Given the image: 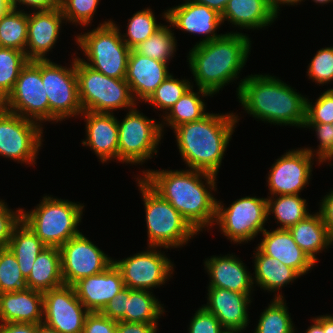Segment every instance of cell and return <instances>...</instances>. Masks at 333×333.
I'll list each match as a JSON object with an SVG mask.
<instances>
[{
    "label": "cell",
    "mask_w": 333,
    "mask_h": 333,
    "mask_svg": "<svg viewBox=\"0 0 333 333\" xmlns=\"http://www.w3.org/2000/svg\"><path fill=\"white\" fill-rule=\"evenodd\" d=\"M142 174L141 178L167 200L197 233L214 226L217 199L212 191L217 189L216 175L193 169H147Z\"/></svg>",
    "instance_id": "obj_1"
},
{
    "label": "cell",
    "mask_w": 333,
    "mask_h": 333,
    "mask_svg": "<svg viewBox=\"0 0 333 333\" xmlns=\"http://www.w3.org/2000/svg\"><path fill=\"white\" fill-rule=\"evenodd\" d=\"M269 74H251L240 80L237 99L253 118L274 125L304 128L306 97Z\"/></svg>",
    "instance_id": "obj_2"
},
{
    "label": "cell",
    "mask_w": 333,
    "mask_h": 333,
    "mask_svg": "<svg viewBox=\"0 0 333 333\" xmlns=\"http://www.w3.org/2000/svg\"><path fill=\"white\" fill-rule=\"evenodd\" d=\"M251 40L241 32H228L210 42L194 45L187 62L195 85L212 95L234 80L246 65Z\"/></svg>",
    "instance_id": "obj_3"
},
{
    "label": "cell",
    "mask_w": 333,
    "mask_h": 333,
    "mask_svg": "<svg viewBox=\"0 0 333 333\" xmlns=\"http://www.w3.org/2000/svg\"><path fill=\"white\" fill-rule=\"evenodd\" d=\"M238 117L233 112H212L201 120L182 124L173 130L179 153L188 169L217 176L236 123L240 120Z\"/></svg>",
    "instance_id": "obj_4"
},
{
    "label": "cell",
    "mask_w": 333,
    "mask_h": 333,
    "mask_svg": "<svg viewBox=\"0 0 333 333\" xmlns=\"http://www.w3.org/2000/svg\"><path fill=\"white\" fill-rule=\"evenodd\" d=\"M51 196H43L31 211L22 209V221L47 247L60 248L81 233L78 226L84 205Z\"/></svg>",
    "instance_id": "obj_5"
},
{
    "label": "cell",
    "mask_w": 333,
    "mask_h": 333,
    "mask_svg": "<svg viewBox=\"0 0 333 333\" xmlns=\"http://www.w3.org/2000/svg\"><path fill=\"white\" fill-rule=\"evenodd\" d=\"M138 175L136 182L145 207L148 246L164 249L186 245L198 233L183 216ZM171 247V248H170Z\"/></svg>",
    "instance_id": "obj_6"
},
{
    "label": "cell",
    "mask_w": 333,
    "mask_h": 333,
    "mask_svg": "<svg viewBox=\"0 0 333 333\" xmlns=\"http://www.w3.org/2000/svg\"><path fill=\"white\" fill-rule=\"evenodd\" d=\"M99 25L90 32L76 36V44L88 61L81 57L79 59L108 77L124 79L131 49L122 40L120 26L115 21L110 19Z\"/></svg>",
    "instance_id": "obj_7"
},
{
    "label": "cell",
    "mask_w": 333,
    "mask_h": 333,
    "mask_svg": "<svg viewBox=\"0 0 333 333\" xmlns=\"http://www.w3.org/2000/svg\"><path fill=\"white\" fill-rule=\"evenodd\" d=\"M78 96L83 112L114 113L117 109L137 106L124 79L108 77L83 63L76 56Z\"/></svg>",
    "instance_id": "obj_8"
},
{
    "label": "cell",
    "mask_w": 333,
    "mask_h": 333,
    "mask_svg": "<svg viewBox=\"0 0 333 333\" xmlns=\"http://www.w3.org/2000/svg\"><path fill=\"white\" fill-rule=\"evenodd\" d=\"M118 123V161L125 164H143L158 152L163 139L161 123L140 113L137 107L130 109Z\"/></svg>",
    "instance_id": "obj_9"
},
{
    "label": "cell",
    "mask_w": 333,
    "mask_h": 333,
    "mask_svg": "<svg viewBox=\"0 0 333 333\" xmlns=\"http://www.w3.org/2000/svg\"><path fill=\"white\" fill-rule=\"evenodd\" d=\"M222 203L217 201L214 225L234 244L248 243L265 230L267 198L241 197L227 208Z\"/></svg>",
    "instance_id": "obj_10"
},
{
    "label": "cell",
    "mask_w": 333,
    "mask_h": 333,
    "mask_svg": "<svg viewBox=\"0 0 333 333\" xmlns=\"http://www.w3.org/2000/svg\"><path fill=\"white\" fill-rule=\"evenodd\" d=\"M42 81L49 101V122L58 123L81 115L76 57L72 59L70 68L50 59L42 60Z\"/></svg>",
    "instance_id": "obj_11"
},
{
    "label": "cell",
    "mask_w": 333,
    "mask_h": 333,
    "mask_svg": "<svg viewBox=\"0 0 333 333\" xmlns=\"http://www.w3.org/2000/svg\"><path fill=\"white\" fill-rule=\"evenodd\" d=\"M43 131L39 122L0 109V156L21 164H36Z\"/></svg>",
    "instance_id": "obj_12"
},
{
    "label": "cell",
    "mask_w": 333,
    "mask_h": 333,
    "mask_svg": "<svg viewBox=\"0 0 333 333\" xmlns=\"http://www.w3.org/2000/svg\"><path fill=\"white\" fill-rule=\"evenodd\" d=\"M4 109L23 118L49 122V101L42 81V60H29L19 73Z\"/></svg>",
    "instance_id": "obj_13"
},
{
    "label": "cell",
    "mask_w": 333,
    "mask_h": 333,
    "mask_svg": "<svg viewBox=\"0 0 333 333\" xmlns=\"http://www.w3.org/2000/svg\"><path fill=\"white\" fill-rule=\"evenodd\" d=\"M148 246V249L136 253L130 257L113 260L115 266L120 270L124 285L135 290L151 291L172 277L174 264L161 252L163 247ZM157 249V250H156Z\"/></svg>",
    "instance_id": "obj_14"
},
{
    "label": "cell",
    "mask_w": 333,
    "mask_h": 333,
    "mask_svg": "<svg viewBox=\"0 0 333 333\" xmlns=\"http://www.w3.org/2000/svg\"><path fill=\"white\" fill-rule=\"evenodd\" d=\"M59 249L64 285L72 286L84 277L99 274L106 270L114 260L82 232L69 239Z\"/></svg>",
    "instance_id": "obj_15"
},
{
    "label": "cell",
    "mask_w": 333,
    "mask_h": 333,
    "mask_svg": "<svg viewBox=\"0 0 333 333\" xmlns=\"http://www.w3.org/2000/svg\"><path fill=\"white\" fill-rule=\"evenodd\" d=\"M321 164L304 147L292 149L278 158L267 176V186L270 195H295L300 194L309 184L312 175L313 162Z\"/></svg>",
    "instance_id": "obj_16"
},
{
    "label": "cell",
    "mask_w": 333,
    "mask_h": 333,
    "mask_svg": "<svg viewBox=\"0 0 333 333\" xmlns=\"http://www.w3.org/2000/svg\"><path fill=\"white\" fill-rule=\"evenodd\" d=\"M89 313L73 286L62 285L43 293L42 323L60 333H82Z\"/></svg>",
    "instance_id": "obj_17"
},
{
    "label": "cell",
    "mask_w": 333,
    "mask_h": 333,
    "mask_svg": "<svg viewBox=\"0 0 333 333\" xmlns=\"http://www.w3.org/2000/svg\"><path fill=\"white\" fill-rule=\"evenodd\" d=\"M171 28L186 31L191 34H203V39L196 43L202 44L219 38L221 34L215 32L223 23L221 14L206 5L185 0L183 4L174 6L164 11L162 15ZM206 36V37H205ZM202 40V41H201Z\"/></svg>",
    "instance_id": "obj_18"
},
{
    "label": "cell",
    "mask_w": 333,
    "mask_h": 333,
    "mask_svg": "<svg viewBox=\"0 0 333 333\" xmlns=\"http://www.w3.org/2000/svg\"><path fill=\"white\" fill-rule=\"evenodd\" d=\"M25 54L29 60H46L47 52L54 48L65 18L59 7L29 11ZM63 22V23H62Z\"/></svg>",
    "instance_id": "obj_19"
},
{
    "label": "cell",
    "mask_w": 333,
    "mask_h": 333,
    "mask_svg": "<svg viewBox=\"0 0 333 333\" xmlns=\"http://www.w3.org/2000/svg\"><path fill=\"white\" fill-rule=\"evenodd\" d=\"M207 289V303L202 306L215 315L225 330H246L250 322L248 306L252 302V293H238L216 287Z\"/></svg>",
    "instance_id": "obj_20"
},
{
    "label": "cell",
    "mask_w": 333,
    "mask_h": 333,
    "mask_svg": "<svg viewBox=\"0 0 333 333\" xmlns=\"http://www.w3.org/2000/svg\"><path fill=\"white\" fill-rule=\"evenodd\" d=\"M72 286L78 300L89 312H101L125 288L121 272L114 263L103 272L84 277Z\"/></svg>",
    "instance_id": "obj_21"
},
{
    "label": "cell",
    "mask_w": 333,
    "mask_h": 333,
    "mask_svg": "<svg viewBox=\"0 0 333 333\" xmlns=\"http://www.w3.org/2000/svg\"><path fill=\"white\" fill-rule=\"evenodd\" d=\"M168 63L142 56L131 49L125 80L134 100L145 102L156 88L171 74Z\"/></svg>",
    "instance_id": "obj_22"
},
{
    "label": "cell",
    "mask_w": 333,
    "mask_h": 333,
    "mask_svg": "<svg viewBox=\"0 0 333 333\" xmlns=\"http://www.w3.org/2000/svg\"><path fill=\"white\" fill-rule=\"evenodd\" d=\"M85 118V133L83 146H89L102 163L109 160L118 161V123L114 113L82 112Z\"/></svg>",
    "instance_id": "obj_23"
},
{
    "label": "cell",
    "mask_w": 333,
    "mask_h": 333,
    "mask_svg": "<svg viewBox=\"0 0 333 333\" xmlns=\"http://www.w3.org/2000/svg\"><path fill=\"white\" fill-rule=\"evenodd\" d=\"M205 270L209 275V286L223 288L238 293L253 292L252 274L246 265L233 253L221 256H211L205 259Z\"/></svg>",
    "instance_id": "obj_24"
},
{
    "label": "cell",
    "mask_w": 333,
    "mask_h": 333,
    "mask_svg": "<svg viewBox=\"0 0 333 333\" xmlns=\"http://www.w3.org/2000/svg\"><path fill=\"white\" fill-rule=\"evenodd\" d=\"M263 239L257 247L270 257L276 258L288 267L294 269L300 276L307 274L315 262L294 241L287 229H265Z\"/></svg>",
    "instance_id": "obj_25"
},
{
    "label": "cell",
    "mask_w": 333,
    "mask_h": 333,
    "mask_svg": "<svg viewBox=\"0 0 333 333\" xmlns=\"http://www.w3.org/2000/svg\"><path fill=\"white\" fill-rule=\"evenodd\" d=\"M43 322V293L29 288L0 294V323Z\"/></svg>",
    "instance_id": "obj_26"
},
{
    "label": "cell",
    "mask_w": 333,
    "mask_h": 333,
    "mask_svg": "<svg viewBox=\"0 0 333 333\" xmlns=\"http://www.w3.org/2000/svg\"><path fill=\"white\" fill-rule=\"evenodd\" d=\"M222 22H230L240 29L259 30L271 26L278 17L272 12L268 0H229Z\"/></svg>",
    "instance_id": "obj_27"
},
{
    "label": "cell",
    "mask_w": 333,
    "mask_h": 333,
    "mask_svg": "<svg viewBox=\"0 0 333 333\" xmlns=\"http://www.w3.org/2000/svg\"><path fill=\"white\" fill-rule=\"evenodd\" d=\"M254 252L253 284L264 291L275 292L274 298H284L278 291L301 276L278 259L265 255L258 247Z\"/></svg>",
    "instance_id": "obj_28"
},
{
    "label": "cell",
    "mask_w": 333,
    "mask_h": 333,
    "mask_svg": "<svg viewBox=\"0 0 333 333\" xmlns=\"http://www.w3.org/2000/svg\"><path fill=\"white\" fill-rule=\"evenodd\" d=\"M289 232L296 244L317 263V253L333 245V237L322 221L319 212L309 214L305 219L290 227Z\"/></svg>",
    "instance_id": "obj_29"
},
{
    "label": "cell",
    "mask_w": 333,
    "mask_h": 333,
    "mask_svg": "<svg viewBox=\"0 0 333 333\" xmlns=\"http://www.w3.org/2000/svg\"><path fill=\"white\" fill-rule=\"evenodd\" d=\"M27 288L46 292L64 285L61 275V253L58 247H45L34 261Z\"/></svg>",
    "instance_id": "obj_30"
},
{
    "label": "cell",
    "mask_w": 333,
    "mask_h": 333,
    "mask_svg": "<svg viewBox=\"0 0 333 333\" xmlns=\"http://www.w3.org/2000/svg\"><path fill=\"white\" fill-rule=\"evenodd\" d=\"M198 92H194L193 85L183 94V96L169 109L166 114H163L161 128L164 131V126H169L171 130L176 127L201 120L209 112L206 111V105L202 98L213 95L203 89L198 88ZM202 96V97H201ZM201 97V98H200ZM164 121V122H163Z\"/></svg>",
    "instance_id": "obj_31"
},
{
    "label": "cell",
    "mask_w": 333,
    "mask_h": 333,
    "mask_svg": "<svg viewBox=\"0 0 333 333\" xmlns=\"http://www.w3.org/2000/svg\"><path fill=\"white\" fill-rule=\"evenodd\" d=\"M45 247L47 246L23 221L14 228L8 244L25 278L29 276L35 259Z\"/></svg>",
    "instance_id": "obj_32"
},
{
    "label": "cell",
    "mask_w": 333,
    "mask_h": 333,
    "mask_svg": "<svg viewBox=\"0 0 333 333\" xmlns=\"http://www.w3.org/2000/svg\"><path fill=\"white\" fill-rule=\"evenodd\" d=\"M155 298L152 291L135 290L126 287L125 321L141 323H158L166 312L163 304Z\"/></svg>",
    "instance_id": "obj_33"
},
{
    "label": "cell",
    "mask_w": 333,
    "mask_h": 333,
    "mask_svg": "<svg viewBox=\"0 0 333 333\" xmlns=\"http://www.w3.org/2000/svg\"><path fill=\"white\" fill-rule=\"evenodd\" d=\"M307 204L306 199H302L300 194L268 196L267 214L268 217L274 214L276 223H280L281 226L276 229L288 230L310 214Z\"/></svg>",
    "instance_id": "obj_34"
},
{
    "label": "cell",
    "mask_w": 333,
    "mask_h": 333,
    "mask_svg": "<svg viewBox=\"0 0 333 333\" xmlns=\"http://www.w3.org/2000/svg\"><path fill=\"white\" fill-rule=\"evenodd\" d=\"M27 29V11L11 8L0 20V47L25 52Z\"/></svg>",
    "instance_id": "obj_35"
},
{
    "label": "cell",
    "mask_w": 333,
    "mask_h": 333,
    "mask_svg": "<svg viewBox=\"0 0 333 333\" xmlns=\"http://www.w3.org/2000/svg\"><path fill=\"white\" fill-rule=\"evenodd\" d=\"M170 27L171 25H163L134 50L142 56L169 64L177 50V40Z\"/></svg>",
    "instance_id": "obj_36"
},
{
    "label": "cell",
    "mask_w": 333,
    "mask_h": 333,
    "mask_svg": "<svg viewBox=\"0 0 333 333\" xmlns=\"http://www.w3.org/2000/svg\"><path fill=\"white\" fill-rule=\"evenodd\" d=\"M285 298H273L261 312L254 333H295Z\"/></svg>",
    "instance_id": "obj_37"
},
{
    "label": "cell",
    "mask_w": 333,
    "mask_h": 333,
    "mask_svg": "<svg viewBox=\"0 0 333 333\" xmlns=\"http://www.w3.org/2000/svg\"><path fill=\"white\" fill-rule=\"evenodd\" d=\"M162 26L163 24H157L154 12L150 7H147L137 11L128 19L127 33H124L121 37L130 49H134Z\"/></svg>",
    "instance_id": "obj_38"
},
{
    "label": "cell",
    "mask_w": 333,
    "mask_h": 333,
    "mask_svg": "<svg viewBox=\"0 0 333 333\" xmlns=\"http://www.w3.org/2000/svg\"><path fill=\"white\" fill-rule=\"evenodd\" d=\"M28 61L25 52L0 47V94L4 98L13 90L20 71Z\"/></svg>",
    "instance_id": "obj_39"
},
{
    "label": "cell",
    "mask_w": 333,
    "mask_h": 333,
    "mask_svg": "<svg viewBox=\"0 0 333 333\" xmlns=\"http://www.w3.org/2000/svg\"><path fill=\"white\" fill-rule=\"evenodd\" d=\"M191 82L187 79L175 78L170 74L150 95L145 103H150L154 109L159 111L165 110V114L169 109L183 96V94L191 87Z\"/></svg>",
    "instance_id": "obj_40"
},
{
    "label": "cell",
    "mask_w": 333,
    "mask_h": 333,
    "mask_svg": "<svg viewBox=\"0 0 333 333\" xmlns=\"http://www.w3.org/2000/svg\"><path fill=\"white\" fill-rule=\"evenodd\" d=\"M26 288V278L19 268L15 255L8 247L0 248V294Z\"/></svg>",
    "instance_id": "obj_41"
},
{
    "label": "cell",
    "mask_w": 333,
    "mask_h": 333,
    "mask_svg": "<svg viewBox=\"0 0 333 333\" xmlns=\"http://www.w3.org/2000/svg\"><path fill=\"white\" fill-rule=\"evenodd\" d=\"M100 0H60V9L66 22L75 25H91Z\"/></svg>",
    "instance_id": "obj_42"
},
{
    "label": "cell",
    "mask_w": 333,
    "mask_h": 333,
    "mask_svg": "<svg viewBox=\"0 0 333 333\" xmlns=\"http://www.w3.org/2000/svg\"><path fill=\"white\" fill-rule=\"evenodd\" d=\"M307 76L319 86L333 81V46L316 52L308 64Z\"/></svg>",
    "instance_id": "obj_43"
},
{
    "label": "cell",
    "mask_w": 333,
    "mask_h": 333,
    "mask_svg": "<svg viewBox=\"0 0 333 333\" xmlns=\"http://www.w3.org/2000/svg\"><path fill=\"white\" fill-rule=\"evenodd\" d=\"M306 98L305 124L333 123V88L321 93L315 103Z\"/></svg>",
    "instance_id": "obj_44"
},
{
    "label": "cell",
    "mask_w": 333,
    "mask_h": 333,
    "mask_svg": "<svg viewBox=\"0 0 333 333\" xmlns=\"http://www.w3.org/2000/svg\"><path fill=\"white\" fill-rule=\"evenodd\" d=\"M304 128L315 130L319 145L317 150L304 147L312 156H315L322 164L326 161L333 166V129L331 124H304ZM316 153V154H315ZM331 164H330V163Z\"/></svg>",
    "instance_id": "obj_45"
},
{
    "label": "cell",
    "mask_w": 333,
    "mask_h": 333,
    "mask_svg": "<svg viewBox=\"0 0 333 333\" xmlns=\"http://www.w3.org/2000/svg\"><path fill=\"white\" fill-rule=\"evenodd\" d=\"M22 221V208L9 209L0 199V248H7L14 228Z\"/></svg>",
    "instance_id": "obj_46"
},
{
    "label": "cell",
    "mask_w": 333,
    "mask_h": 333,
    "mask_svg": "<svg viewBox=\"0 0 333 333\" xmlns=\"http://www.w3.org/2000/svg\"><path fill=\"white\" fill-rule=\"evenodd\" d=\"M188 331V333H224L225 329L214 314L201 306L192 316Z\"/></svg>",
    "instance_id": "obj_47"
},
{
    "label": "cell",
    "mask_w": 333,
    "mask_h": 333,
    "mask_svg": "<svg viewBox=\"0 0 333 333\" xmlns=\"http://www.w3.org/2000/svg\"><path fill=\"white\" fill-rule=\"evenodd\" d=\"M117 321L104 316L101 312H90L82 333H116Z\"/></svg>",
    "instance_id": "obj_48"
},
{
    "label": "cell",
    "mask_w": 333,
    "mask_h": 333,
    "mask_svg": "<svg viewBox=\"0 0 333 333\" xmlns=\"http://www.w3.org/2000/svg\"><path fill=\"white\" fill-rule=\"evenodd\" d=\"M126 287L123 288L101 311L104 316L115 320L125 321Z\"/></svg>",
    "instance_id": "obj_49"
},
{
    "label": "cell",
    "mask_w": 333,
    "mask_h": 333,
    "mask_svg": "<svg viewBox=\"0 0 333 333\" xmlns=\"http://www.w3.org/2000/svg\"><path fill=\"white\" fill-rule=\"evenodd\" d=\"M158 323L117 321L116 333H157Z\"/></svg>",
    "instance_id": "obj_50"
},
{
    "label": "cell",
    "mask_w": 333,
    "mask_h": 333,
    "mask_svg": "<svg viewBox=\"0 0 333 333\" xmlns=\"http://www.w3.org/2000/svg\"><path fill=\"white\" fill-rule=\"evenodd\" d=\"M322 198L319 203V213L328 232L333 237V189Z\"/></svg>",
    "instance_id": "obj_51"
},
{
    "label": "cell",
    "mask_w": 333,
    "mask_h": 333,
    "mask_svg": "<svg viewBox=\"0 0 333 333\" xmlns=\"http://www.w3.org/2000/svg\"><path fill=\"white\" fill-rule=\"evenodd\" d=\"M10 3L14 9H20L19 6L25 5L28 9L31 7L33 11H39L59 7L60 0H10Z\"/></svg>",
    "instance_id": "obj_52"
},
{
    "label": "cell",
    "mask_w": 333,
    "mask_h": 333,
    "mask_svg": "<svg viewBox=\"0 0 333 333\" xmlns=\"http://www.w3.org/2000/svg\"><path fill=\"white\" fill-rule=\"evenodd\" d=\"M0 333H37V324L0 323Z\"/></svg>",
    "instance_id": "obj_53"
},
{
    "label": "cell",
    "mask_w": 333,
    "mask_h": 333,
    "mask_svg": "<svg viewBox=\"0 0 333 333\" xmlns=\"http://www.w3.org/2000/svg\"><path fill=\"white\" fill-rule=\"evenodd\" d=\"M197 4L206 5L210 9L217 11L219 14H223L229 0H191Z\"/></svg>",
    "instance_id": "obj_54"
},
{
    "label": "cell",
    "mask_w": 333,
    "mask_h": 333,
    "mask_svg": "<svg viewBox=\"0 0 333 333\" xmlns=\"http://www.w3.org/2000/svg\"><path fill=\"white\" fill-rule=\"evenodd\" d=\"M304 0H268L269 6L272 10V12L278 17L279 11H280V5H293L298 3L300 4Z\"/></svg>",
    "instance_id": "obj_55"
},
{
    "label": "cell",
    "mask_w": 333,
    "mask_h": 333,
    "mask_svg": "<svg viewBox=\"0 0 333 333\" xmlns=\"http://www.w3.org/2000/svg\"><path fill=\"white\" fill-rule=\"evenodd\" d=\"M313 324L310 325L305 333H325L324 332V315L312 318Z\"/></svg>",
    "instance_id": "obj_56"
},
{
    "label": "cell",
    "mask_w": 333,
    "mask_h": 333,
    "mask_svg": "<svg viewBox=\"0 0 333 333\" xmlns=\"http://www.w3.org/2000/svg\"><path fill=\"white\" fill-rule=\"evenodd\" d=\"M324 332L333 333V315H324Z\"/></svg>",
    "instance_id": "obj_57"
},
{
    "label": "cell",
    "mask_w": 333,
    "mask_h": 333,
    "mask_svg": "<svg viewBox=\"0 0 333 333\" xmlns=\"http://www.w3.org/2000/svg\"><path fill=\"white\" fill-rule=\"evenodd\" d=\"M11 8L10 0H0V20Z\"/></svg>",
    "instance_id": "obj_58"
},
{
    "label": "cell",
    "mask_w": 333,
    "mask_h": 333,
    "mask_svg": "<svg viewBox=\"0 0 333 333\" xmlns=\"http://www.w3.org/2000/svg\"><path fill=\"white\" fill-rule=\"evenodd\" d=\"M37 333H60V332L41 323L37 324Z\"/></svg>",
    "instance_id": "obj_59"
},
{
    "label": "cell",
    "mask_w": 333,
    "mask_h": 333,
    "mask_svg": "<svg viewBox=\"0 0 333 333\" xmlns=\"http://www.w3.org/2000/svg\"><path fill=\"white\" fill-rule=\"evenodd\" d=\"M312 1H314L315 3H319L320 5L322 4V6H323V4H328V3H332L333 2V0H312Z\"/></svg>",
    "instance_id": "obj_60"
},
{
    "label": "cell",
    "mask_w": 333,
    "mask_h": 333,
    "mask_svg": "<svg viewBox=\"0 0 333 333\" xmlns=\"http://www.w3.org/2000/svg\"><path fill=\"white\" fill-rule=\"evenodd\" d=\"M5 105V98L0 94V109H3Z\"/></svg>",
    "instance_id": "obj_61"
},
{
    "label": "cell",
    "mask_w": 333,
    "mask_h": 333,
    "mask_svg": "<svg viewBox=\"0 0 333 333\" xmlns=\"http://www.w3.org/2000/svg\"><path fill=\"white\" fill-rule=\"evenodd\" d=\"M242 330H225L224 333H241Z\"/></svg>",
    "instance_id": "obj_62"
}]
</instances>
